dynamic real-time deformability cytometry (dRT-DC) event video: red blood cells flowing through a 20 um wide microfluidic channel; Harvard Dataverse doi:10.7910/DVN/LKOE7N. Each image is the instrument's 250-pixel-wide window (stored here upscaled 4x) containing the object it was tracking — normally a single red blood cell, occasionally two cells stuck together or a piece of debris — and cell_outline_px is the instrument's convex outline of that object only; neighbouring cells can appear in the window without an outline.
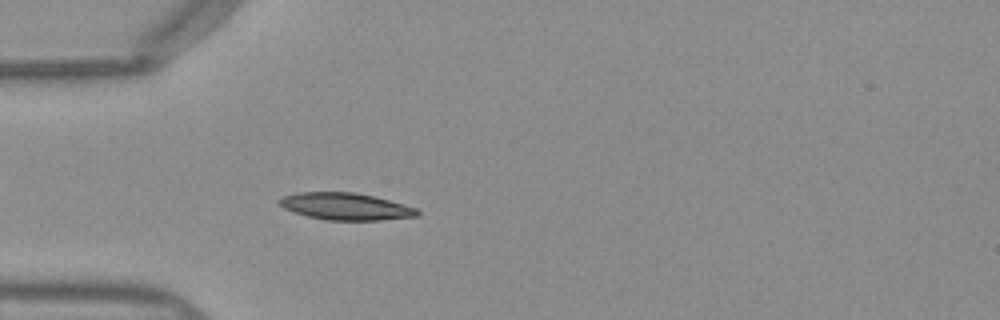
{"species": "Egyptian fruit bat (a non-hibernating species)", "species_latin": "Rousettus aegyptiacus", "temperature_condition": "warm", "stored_images_in_passage": 21, "camera_frame_rate_fps": 3000, "um_per_image_px": 0.085, "frame": {"image": 1, "passage_image": 4, "time_ms": 1.0, "image_size_px": [1000, 320], "cell_outline_px": [[420, 212], [416, 216], [380, 220], [328, 220], [308, 216], [292, 212], [284, 208], [276, 200], [284, 196], [296, 192], [352, 192], [376, 196], [404, 204], [416, 208]], "centroid_in_image_um": [29.36, 17.54], "position_along_channel_um": 55.6, "area_um2": 21.73}}
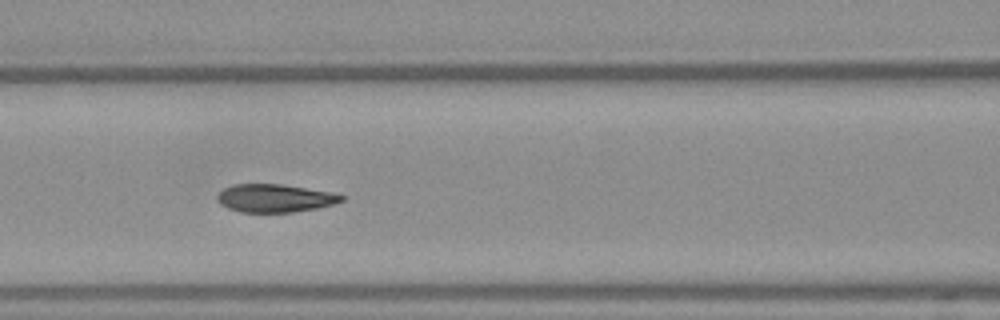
{"frame": {"image": 2, "passage_image": 11, "time_ms": 3.333, "image_size_px": [1000, 320], "cell_outline_px": [[344, 200], [320, 208], [292, 212], [240, 212], [228, 208], [220, 204], [216, 200], [216, 196], [224, 188], [232, 184], [280, 184], [332, 192], [344, 196]], "centroid_in_image_um": [23.34, 16.85], "position_along_channel_um": 143.3, "area_um2": 20.35}}
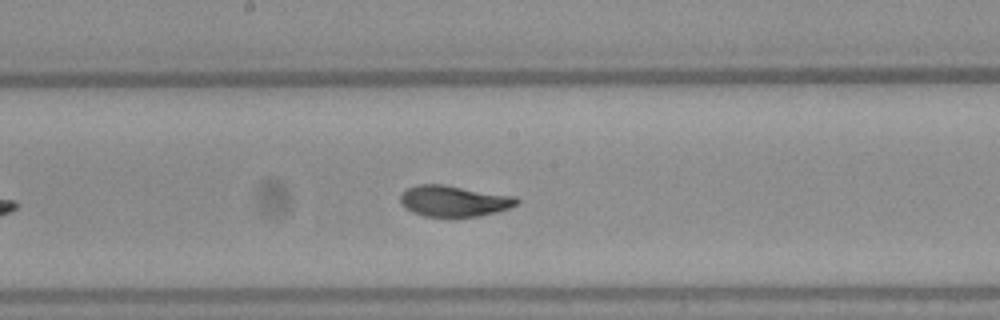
{"frame": {"image": 3, "passage_image": 16, "time_ms": 5.0, "image_size_px": [1000, 320], "cell_outline_px": [[520, 204], [496, 212], [480, 216], [448, 220], [424, 216], [412, 212], [404, 208], [400, 204], [400, 196], [408, 188], [416, 184], [444, 184], [516, 196], [520, 200]], "centroid_in_image_um": [38.59, 17.13], "position_along_channel_um": 209.6, "area_um2": 22.02}}